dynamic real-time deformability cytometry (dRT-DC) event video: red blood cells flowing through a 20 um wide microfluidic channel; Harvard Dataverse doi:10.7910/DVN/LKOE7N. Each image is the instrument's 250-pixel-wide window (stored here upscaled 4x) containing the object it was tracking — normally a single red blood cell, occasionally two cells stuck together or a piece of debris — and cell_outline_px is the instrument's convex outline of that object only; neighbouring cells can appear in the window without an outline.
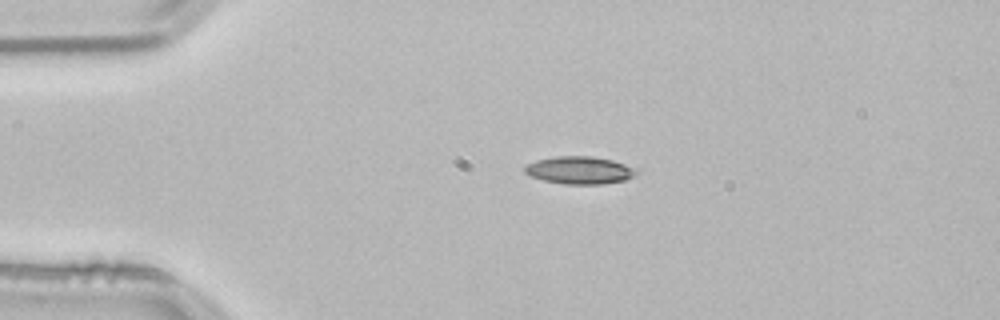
{"species": "common noctule bat (a hibernating species)", "species_latin": "Nyctalus noctula", "temperature_condition": "room temperature", "stored_images_in_passage": 43, "camera_frame_rate_fps": 3000, "um_per_image_px": 0.085, "animal": {"sex": "male", "body_mass_g": 21.5, "forearm_length_mm": 52.0}, "frame": {"image": 1, "passage_image": 1, "time_ms": 0.0, "image_size_px": [1000, 320], "cell_outline_px": [[640, 172], [624, 180], [604, 184], [564, 184], [544, 180], [532, 176], [524, 172], [524, 168], [528, 164], [536, 160], [556, 156], [592, 156], [612, 160], [636, 168]], "centroid_in_image_um": [49.28, 14.46], "position_along_channel_um": 35.7, "area_um2": 17.86}}
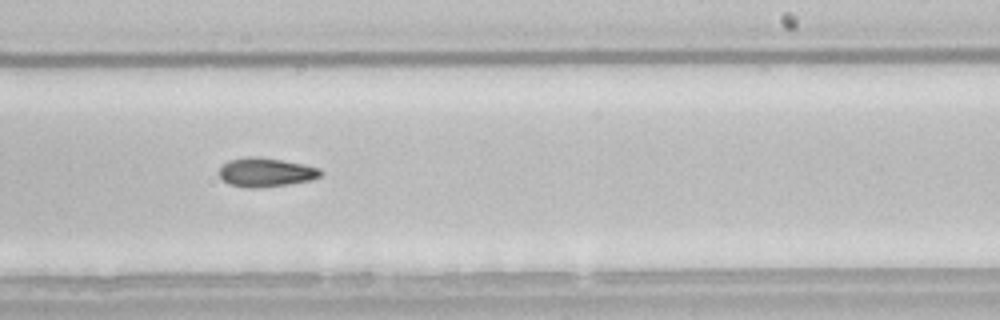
{"frame": {"image": 2, "passage_image": 22, "time_ms": 7.0, "image_size_px": [1000, 320], "cell_outline_px": [[324, 172], [320, 176], [312, 180], [288, 184], [260, 188], [244, 188], [228, 184], [220, 176], [220, 168], [228, 160], [248, 156], [260, 156], [304, 164], [320, 168]], "centroid_in_image_um": [22.61, 14.64], "position_along_channel_um": 266.4, "area_um2": 17.34}}
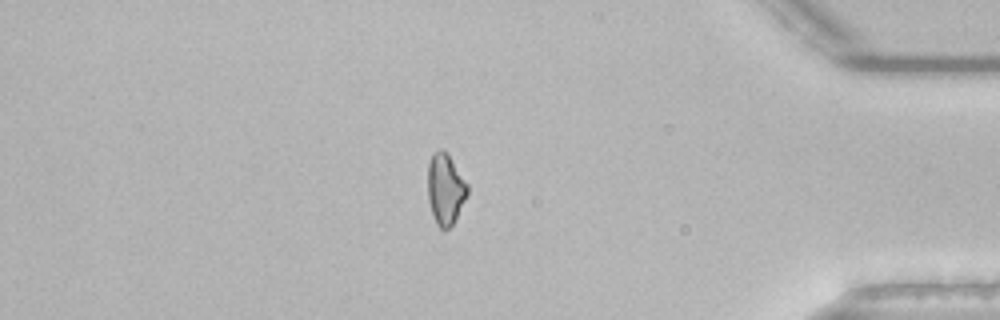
{"frame": {"image": 3, "passage_image": 35, "time_ms": 11.333, "image_size_px": [1000, 320], "cell_outline_px": [[468, 196], [452, 224], [448, 228], [440, 228], [436, 224], [432, 216], [428, 200], [428, 164], [432, 152], [440, 148], [444, 148], [468, 184]], "centroid_in_image_um": [37.85, 16.04], "position_along_channel_um": 397.4, "area_um2": 16.59}, "authors_computed_cell_mechanics": {"area_um2": 17.1088, "velocity_mm_per_s": 3.8244, "shape_relaxation_time_tau1_ms": null, "shape_relaxation_time_tau2_ms": 8.8069, "deformation_change_tau1": null, "deformation_change_tau2": 0.1784}}